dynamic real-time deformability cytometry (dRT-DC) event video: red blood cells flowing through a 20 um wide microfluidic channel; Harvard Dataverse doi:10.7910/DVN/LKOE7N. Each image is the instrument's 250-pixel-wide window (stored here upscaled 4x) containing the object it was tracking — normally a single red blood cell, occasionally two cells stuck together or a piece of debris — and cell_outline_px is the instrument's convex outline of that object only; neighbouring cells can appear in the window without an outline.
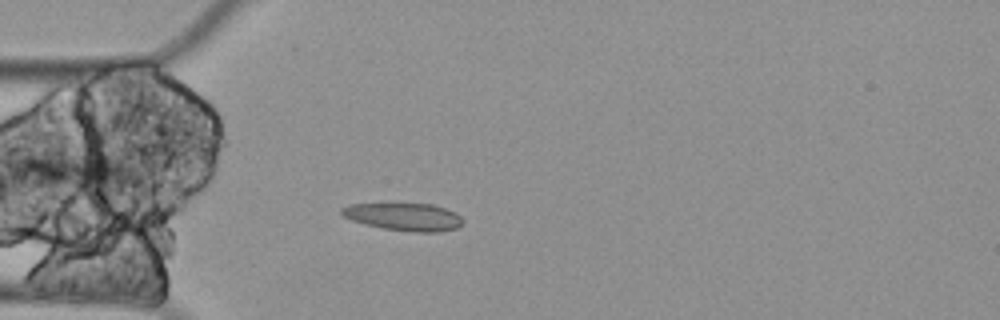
{"species": "Egyptian fruit bat (a non-hibernating species)", "species_latin": "Rousettus aegyptiacus", "temperature_condition": "cold", "stored_images_in_passage": 4, "camera_frame_rate_fps": 3000, "um_per_image_px": 0.085, "animal": {"sex": "female"}, "frame": {"image": 1, "passage_image": 4, "time_ms": 1.0, "image_size_px": [1000, 320], "cell_outline_px": [[464, 220], [456, 228], [436, 232], [412, 232], [384, 228], [352, 220], [344, 216], [340, 212], [340, 208], [348, 204], [432, 204], [456, 212]], "centroid_in_image_um": [34.35, 18.42], "position_along_channel_um": 50.7, "area_um2": 19.25}}